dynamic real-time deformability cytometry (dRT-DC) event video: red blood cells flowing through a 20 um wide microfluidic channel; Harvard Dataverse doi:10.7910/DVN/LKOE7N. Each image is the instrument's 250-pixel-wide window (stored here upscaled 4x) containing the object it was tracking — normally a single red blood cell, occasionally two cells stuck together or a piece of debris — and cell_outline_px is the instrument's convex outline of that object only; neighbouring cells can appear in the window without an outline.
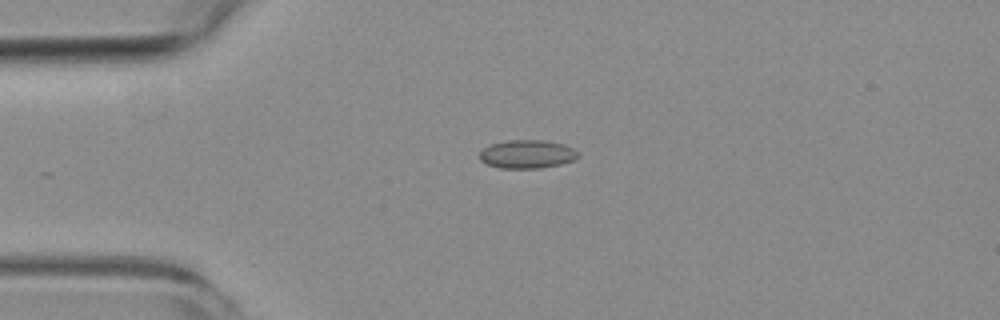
{"species": "common noctule bat (a hibernating species)", "species_latin": "Nyctalus noctula", "temperature_condition": "room temperature", "stored_images_in_passage": 7, "camera_frame_rate_fps": 3000, "um_per_image_px": 0.085, "animal": {"sex": "female", "body_mass_g": 19.3, "forearm_length_mm": 54.1}, "frame": {"image": 1, "passage_image": 4, "time_ms": 3.333, "image_size_px": [1000, 320], "cell_outline_px": [[580, 156], [572, 160], [560, 164], [540, 168], [500, 168], [488, 164], [480, 160], [480, 152], [484, 148], [492, 144], [508, 140], [544, 140], [564, 144], [580, 152]], "centroid_in_image_um": [44.83, 13.1], "position_along_channel_um": 40.2, "area_um2": 16.24}}
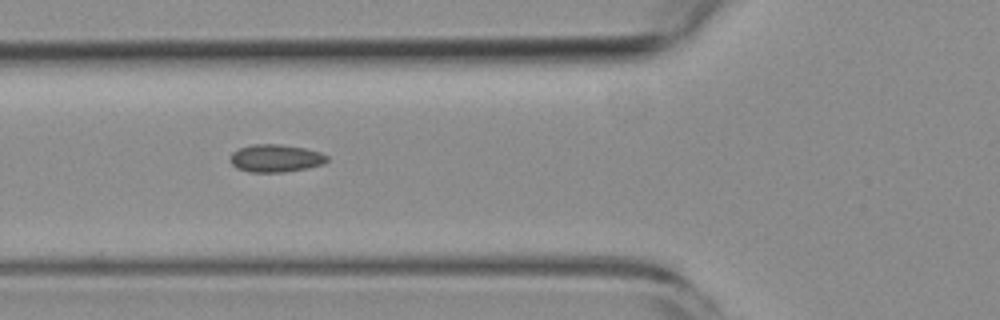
{"frame": {"image": 2, "passage_image": 6, "time_ms": 5.667, "image_size_px": [1000, 320], "cell_outline_px": [[328, 160], [324, 164], [308, 168], [284, 172], [248, 172], [236, 168], [228, 160], [232, 152], [240, 148], [252, 144], [280, 144], [304, 148], [320, 152], [328, 156]], "centroid_in_image_um": [23.41, 13.45], "position_along_channel_um": 102.4, "area_um2": 15.78}}
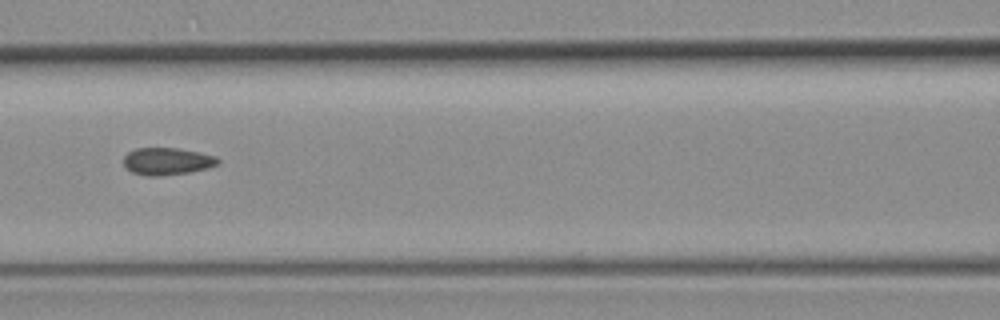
{"frame": {"image": 3, "passage_image": 7, "time_ms": 7.0, "image_size_px": [1000, 320], "cell_outline_px": [[220, 164], [208, 168], [188, 172], [160, 176], [148, 176], [132, 172], [124, 164], [124, 156], [128, 152], [136, 148], [176, 148], [216, 156], [220, 160]], "centroid_in_image_um": [14.22, 13.71], "position_along_channel_um": 152.4, "area_um2": 14.85}}